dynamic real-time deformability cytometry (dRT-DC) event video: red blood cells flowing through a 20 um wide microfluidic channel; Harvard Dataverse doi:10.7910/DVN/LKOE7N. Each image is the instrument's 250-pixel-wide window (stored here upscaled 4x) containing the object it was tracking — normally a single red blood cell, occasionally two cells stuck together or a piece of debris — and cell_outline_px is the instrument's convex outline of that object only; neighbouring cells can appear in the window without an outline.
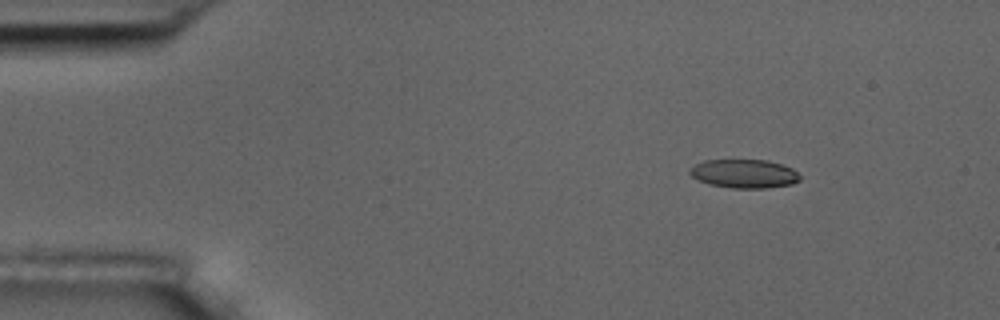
{"species": "common noctule bat (a hibernating species)", "species_latin": "Nyctalus noctula", "temperature_condition": "room temperature", "stored_images_in_passage": 4, "camera_frame_rate_fps": 3000, "um_per_image_px": 0.085, "animal": {"sex": "male", "body_mass_g": 17.5, "forearm_length_mm": 52.3}, "frame": {"image": 1, "passage_image": 2, "time_ms": 1.333, "image_size_px": [1000, 320], "cell_outline_px": [[800, 180], [792, 184], [764, 188], [732, 188], [708, 184], [692, 176], [688, 172], [688, 168], [704, 160], [768, 160], [792, 168], [800, 176]], "centroid_in_image_um": [63.24, 14.76], "position_along_channel_um": 21.8, "area_um2": 18.38}}